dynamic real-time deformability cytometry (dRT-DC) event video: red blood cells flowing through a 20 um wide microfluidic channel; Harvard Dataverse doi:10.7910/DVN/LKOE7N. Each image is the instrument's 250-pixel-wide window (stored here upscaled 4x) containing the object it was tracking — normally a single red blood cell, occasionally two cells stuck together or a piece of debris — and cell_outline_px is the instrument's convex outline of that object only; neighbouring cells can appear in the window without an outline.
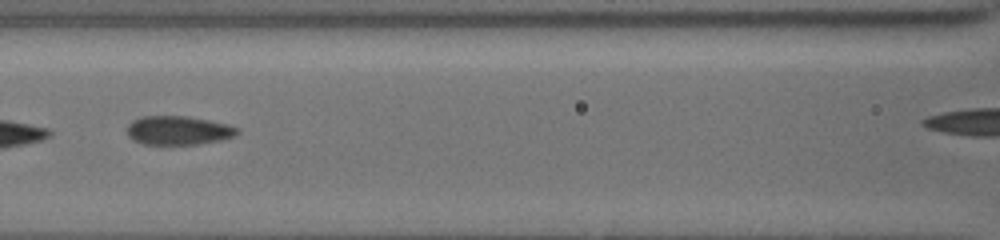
{"species": "common noctule bat (a hibernating species)", "species_latin": "Nyctalus noctula", "temperature_condition": "cold", "stored_images_in_passage": 9, "camera_frame_rate_fps": 3000, "um_per_image_px": 0.085, "animal": {"sex": "female", "body_mass_g": 19.5, "forearm_length_mm": 54.1}, "frame": {"image": 1, "passage_image": 8, "time_ms": 8.667, "image_size_px": [1000, 240], "cell_outline_px": [[236, 132], [232, 136], [220, 140], [196, 144], [144, 144], [132, 140], [128, 136], [128, 124], [132, 120], [144, 116], [184, 116], [208, 120], [224, 124], [236, 128]], "centroid_in_image_um": [15.06, 11.08], "position_along_channel_um": 151.5, "area_um2": 18.09}}